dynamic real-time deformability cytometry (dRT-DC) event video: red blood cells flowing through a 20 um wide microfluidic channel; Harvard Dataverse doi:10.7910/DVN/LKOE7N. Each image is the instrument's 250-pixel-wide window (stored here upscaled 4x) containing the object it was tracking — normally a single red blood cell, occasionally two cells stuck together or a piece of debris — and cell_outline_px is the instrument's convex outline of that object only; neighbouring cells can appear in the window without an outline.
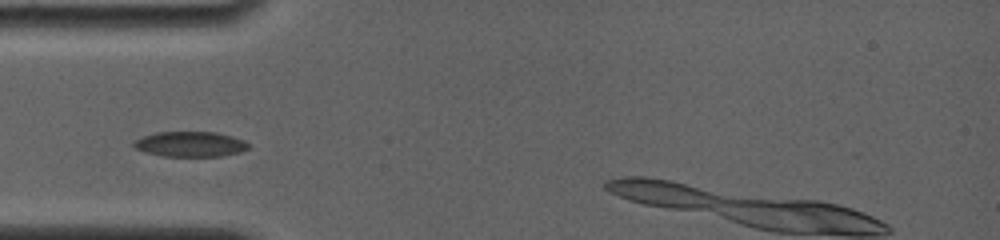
{"species": "common noctule bat (a hibernating species)", "species_latin": "Nyctalus noctula", "temperature_condition": "room temperature", "stored_images_in_passage": 21, "camera_frame_rate_fps": 4000, "um_per_image_px": 0.085, "animal": {"sex": "female", "body_mass_g": 19.0, "forearm_length_mm": 56.7}, "frame": {"image": 1, "passage_image": 3, "time_ms": 1.0, "image_size_px": [1000, 240], "cell_outline_px": [[248, 148], [240, 152], [220, 156], [164, 156], [144, 152], [136, 148], [132, 144], [136, 140], [144, 136], [156, 132], [216, 132], [232, 136], [244, 140], [248, 144]], "centroid_in_image_um": [16.17, 12.25], "position_along_channel_um": 68.8, "area_um2": 16.7}}
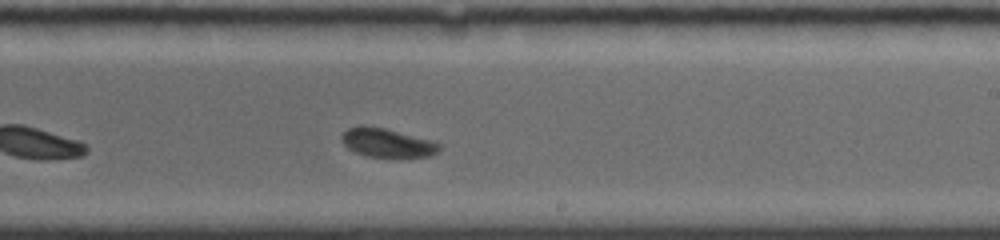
{"frame": {"image": 2, "passage_image": 12, "time_ms": 6.0, "image_size_px": [1000, 240], "cell_outline_px": [[444, 144], [440, 152], [432, 156], [392, 160], [368, 156], [356, 152], [348, 148], [340, 140], [340, 136], [348, 128], [360, 124], [364, 124], [384, 128], [436, 140]], "centroid_in_image_um": [33.02, 12.17], "position_along_channel_um": 256.0, "area_um2": 17.69}}
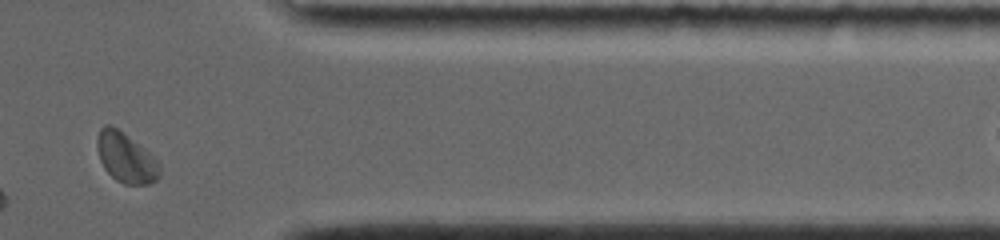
{"frame": {"image": 3, "passage_image": 19, "time_ms": 10.0, "image_size_px": [1000, 240], "cell_outline_px": [[160, 176], [156, 180], [148, 184], [124, 184], [116, 180], [104, 168], [100, 160], [96, 148], [96, 140], [100, 128], [108, 124], [116, 128], [160, 160]], "centroid_in_image_um": [10.71, 13.42], "position_along_channel_um": 400.7, "area_um2": 18.15}, "authors_computed_cell_mechanics": {"area_um2": 17.5712, "velocity_mm_per_s": 3.7493, "shape_relaxation_time_tau1_ms": 3.6932, "shape_relaxation_time_tau2_ms": 2.4518, "deformation_change_tau1": 0.1056, "deformation_change_tau2": 0.0598}}